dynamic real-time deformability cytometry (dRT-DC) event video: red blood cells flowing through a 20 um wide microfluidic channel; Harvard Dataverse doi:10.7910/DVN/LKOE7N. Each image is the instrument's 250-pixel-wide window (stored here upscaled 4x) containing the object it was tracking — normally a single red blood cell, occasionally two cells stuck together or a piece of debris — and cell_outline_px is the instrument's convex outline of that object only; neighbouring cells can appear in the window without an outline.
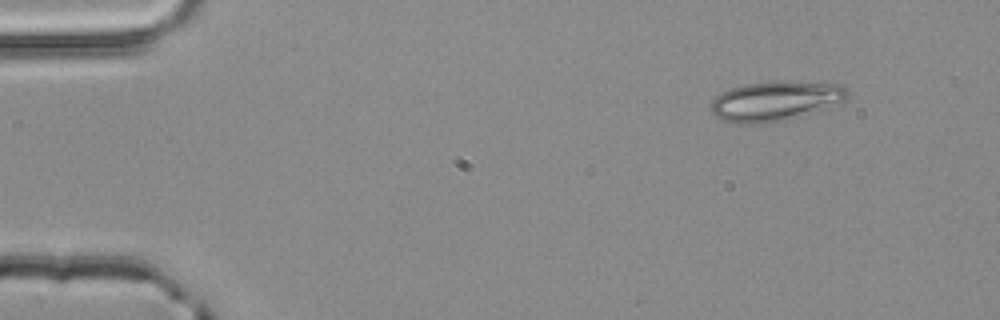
{"species": "common noctule bat (a hibernating species)", "species_latin": "Nyctalus noctula", "temperature_condition": "room temperature", "stored_images_in_passage": 3, "camera_frame_rate_fps": 3000, "um_per_image_px": 0.085, "animal": {"sex": "male", "body_mass_g": 20.4}, "frame": {"image": 1, "passage_image": 1, "time_ms": 0.0, "image_size_px": [1000, 320], "cell_outline_px": [[848, 96], [844, 100], [828, 108], [784, 120], [764, 124], [736, 124], [724, 120], [716, 116], [708, 108], [712, 100], [720, 92], [744, 84], [772, 80], [784, 80], [844, 84], [848, 88]], "centroid_in_image_um": [65.91, 8.57], "position_along_channel_um": 19.1, "area_um2": 32.31}}